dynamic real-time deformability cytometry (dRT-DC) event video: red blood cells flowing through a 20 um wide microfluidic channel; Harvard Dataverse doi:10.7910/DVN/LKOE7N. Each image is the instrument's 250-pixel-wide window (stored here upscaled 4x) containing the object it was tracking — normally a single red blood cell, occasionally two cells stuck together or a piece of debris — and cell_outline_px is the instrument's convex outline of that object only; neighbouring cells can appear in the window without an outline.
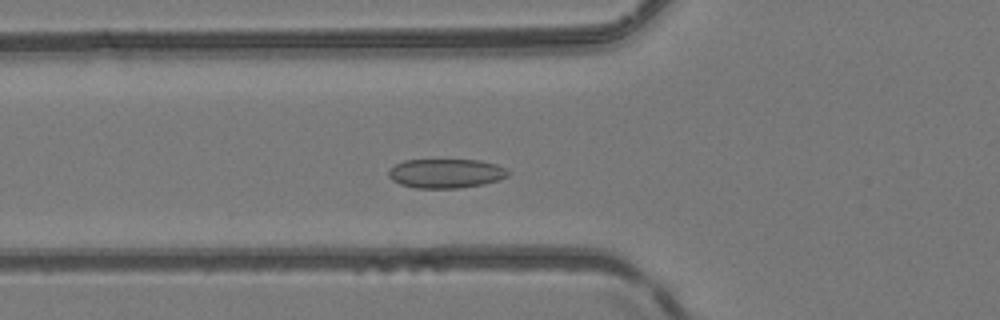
{"species": "common noctule bat (a hibernating species)", "species_latin": "Nyctalus noctula", "temperature_condition": "room temperature", "stored_images_in_passage": 46, "camera_frame_rate_fps": 3000, "um_per_image_px": 0.085, "animal": {"sex": "female", "body_mass_g": 24.6, "forearm_length_mm": 56.2}, "frame": {"image": 1, "passage_image": 13, "time_ms": 4.0, "image_size_px": [1000, 320], "cell_outline_px": [[512, 172], [508, 176], [500, 180], [484, 184], [460, 188], [416, 188], [400, 184], [392, 180], [388, 176], [388, 172], [396, 164], [404, 160], [480, 160], [496, 164]], "centroid_in_image_um": [37.94, 14.74], "position_along_channel_um": 87.9, "area_um2": 20.46}}
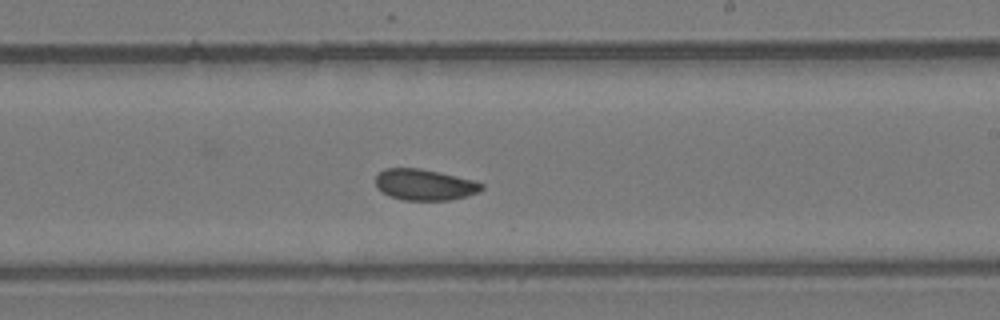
{"frame": {"image": 2, "passage_image": 25, "time_ms": 8.0, "image_size_px": [1000, 320], "cell_outline_px": [[484, 188], [476, 192], [452, 200], [404, 200], [388, 196], [376, 188], [376, 176], [384, 168], [420, 168], [440, 172], [476, 180], [484, 184]], "centroid_in_image_um": [36.08, 15.69], "position_along_channel_um": 252.9, "area_um2": 19.36}}
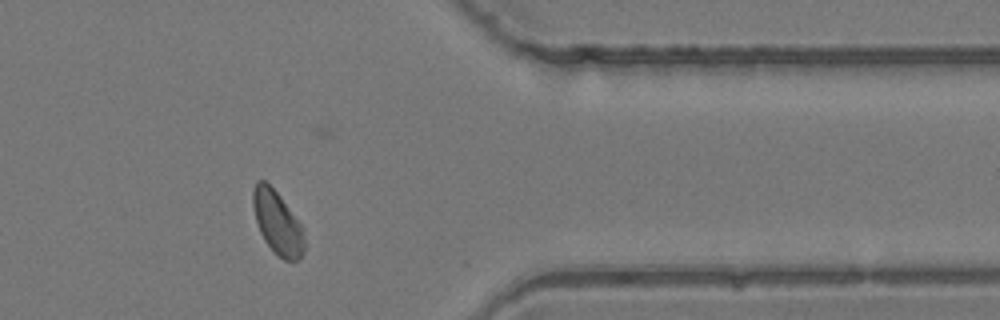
{"frame": {"image": 3, "passage_image": 36, "time_ms": 11.667, "image_size_px": [1000, 320], "cell_outline_px": [[304, 252], [296, 260], [284, 260], [264, 240], [260, 232], [256, 220], [252, 204], [252, 192], [256, 180], [264, 180], [280, 196], [304, 228]], "centroid_in_image_um": [23.58, 18.9], "position_along_channel_um": 387.8, "area_um2": 18.67}, "authors_computed_cell_mechanics": {"area_um2": 19.7098, "velocity_mm_per_s": 4.1135, "shape_relaxation_time_tau1_ms": 5.5611, "shape_relaxation_time_tau2_ms": 1.3628, "deformation_change_tau1": 0.0882, "deformation_change_tau2": 0.0629}}